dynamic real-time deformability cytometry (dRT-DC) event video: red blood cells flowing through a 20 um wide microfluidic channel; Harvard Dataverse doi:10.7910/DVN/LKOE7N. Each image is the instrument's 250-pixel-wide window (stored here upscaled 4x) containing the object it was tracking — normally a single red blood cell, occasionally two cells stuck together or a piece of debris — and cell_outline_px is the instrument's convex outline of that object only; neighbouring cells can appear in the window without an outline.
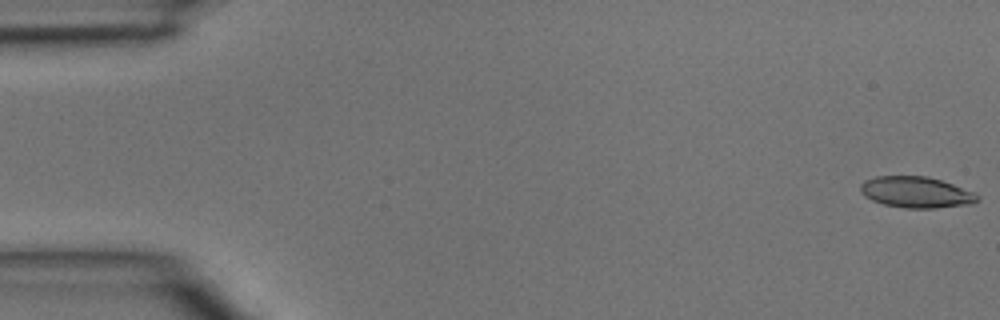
{"species": "common noctule bat (a hibernating species)", "species_latin": "Nyctalus noctula", "temperature_condition": "room temperature", "stored_images_in_passage": 45, "camera_frame_rate_fps": 3000, "um_per_image_px": 0.085, "animal": {"sex": "male", "body_mass_g": 15.6}, "frame": {"image": 1, "passage_image": 1, "time_ms": 0.0, "image_size_px": [1000, 320], "cell_outline_px": [[980, 200], [972, 204], [936, 208], [904, 208], [884, 204], [872, 200], [864, 196], [860, 192], [860, 184], [864, 180], [876, 176], [928, 176], [976, 192], [980, 196]], "centroid_in_image_um": [77.89, 16.34], "position_along_channel_um": 7.1, "area_um2": 21.44}}
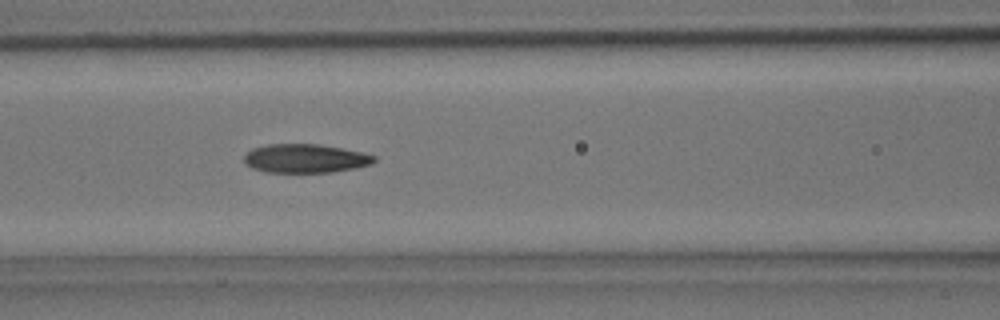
{"frame": {"image": 2, "passage_image": 19, "time_ms": 6.0, "image_size_px": [1000, 320], "cell_outline_px": [[376, 160], [372, 164], [356, 168], [332, 172], [264, 172], [252, 168], [244, 164], [244, 156], [252, 148], [268, 144], [320, 144], [360, 152], [376, 156]], "centroid_in_image_um": [25.93, 13.47], "position_along_channel_um": 140.7, "area_um2": 21.85}}
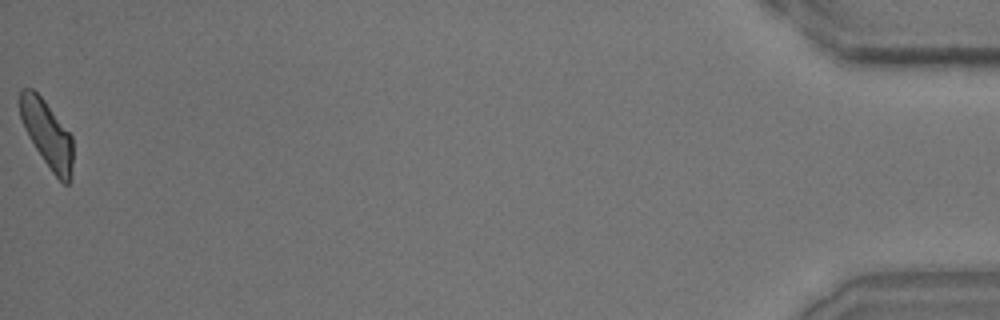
{"frame": {"image": 3, "passage_image": 45, "time_ms": 14.667, "image_size_px": [1000, 320], "cell_outline_px": [[72, 180], [68, 184], [64, 184], [52, 172], [36, 148], [24, 128], [20, 116], [20, 88], [32, 88], [44, 100], [72, 136]], "centroid_in_image_um": [4.01, 11.4], "position_along_channel_um": 431.2, "area_um2": 20.35}}